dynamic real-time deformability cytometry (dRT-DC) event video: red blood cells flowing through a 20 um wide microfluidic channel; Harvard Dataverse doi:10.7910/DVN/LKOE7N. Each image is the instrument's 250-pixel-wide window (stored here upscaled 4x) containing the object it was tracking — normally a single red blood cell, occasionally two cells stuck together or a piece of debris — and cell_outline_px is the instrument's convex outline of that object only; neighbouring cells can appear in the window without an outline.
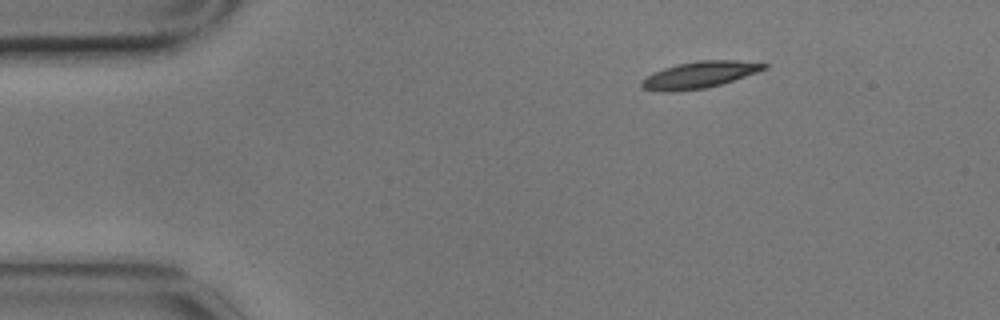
{"species": "common noctule bat (a hibernating species)", "species_latin": "Nyctalus noctula", "temperature_condition": "cold", "stored_images_in_passage": 3, "camera_frame_rate_fps": 3000, "um_per_image_px": 0.085, "animal": {"sex": "male", "body_mass_g": 17.9}, "frame": {"image": 1, "passage_image": 1, "time_ms": 0.0, "image_size_px": [1000, 320], "cell_outline_px": [[768, 68], [720, 84], [704, 88], [664, 92], [660, 92], [644, 88], [640, 84], [652, 72], [676, 64], [696, 60], [736, 60], [768, 64]], "centroid_in_image_um": [59.44, 6.34], "position_along_channel_um": 25.6, "area_um2": 18.67}}